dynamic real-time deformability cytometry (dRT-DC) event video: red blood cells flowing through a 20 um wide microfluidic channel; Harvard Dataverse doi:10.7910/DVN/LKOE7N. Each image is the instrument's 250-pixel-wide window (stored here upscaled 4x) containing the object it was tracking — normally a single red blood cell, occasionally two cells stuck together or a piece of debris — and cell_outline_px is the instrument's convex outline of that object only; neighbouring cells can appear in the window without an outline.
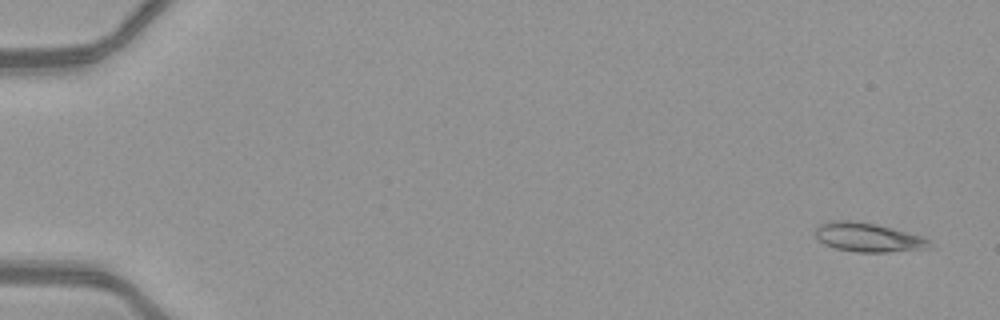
{"species": "common noctule bat (a hibernating species)", "species_latin": "Nyctalus noctula", "temperature_condition": "warm", "stored_images_in_passage": 51, "camera_frame_rate_fps": 3000, "um_per_image_px": 0.085, "animal": {"sex": "female", "body_mass_g": 21.9}, "frame": {"image": 1, "passage_image": 3, "time_ms": 0.667, "image_size_px": [1000, 320], "cell_outline_px": [[932, 240], [928, 248], [888, 252], [856, 252], [836, 248], [824, 244], [816, 236], [816, 228], [820, 224], [828, 220], [848, 220], [876, 224], [924, 236]], "centroid_in_image_um": [73.8, 20.17], "position_along_channel_um": 11.2, "area_um2": 19.31}}
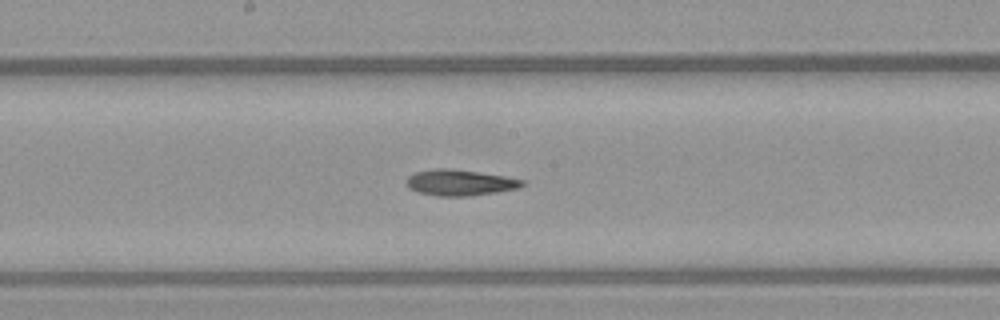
{"frame": {"image": 2, "passage_image": 29, "time_ms": 9.333, "image_size_px": [1000, 320], "cell_outline_px": [[524, 184], [516, 188], [496, 192], [468, 196], [436, 196], [420, 192], [408, 188], [404, 180], [408, 176], [416, 172], [436, 168], [452, 168], [480, 172], [504, 176], [524, 180]], "centroid_in_image_um": [39.04, 15.51], "position_along_channel_um": 209.2, "area_um2": 17.51}}
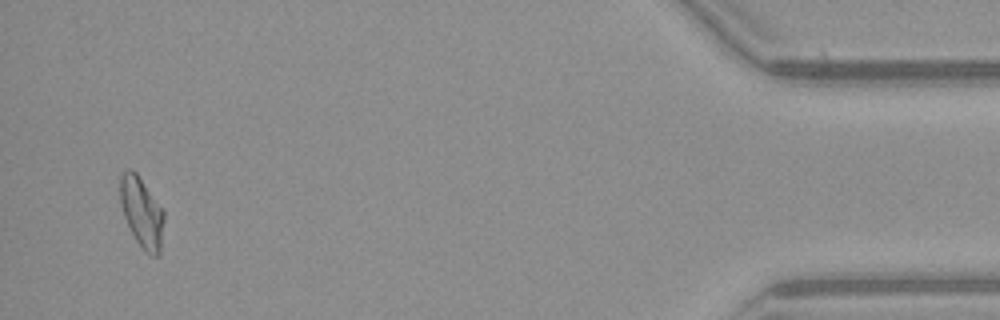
{"frame": {"image": 3, "passage_image": 50, "time_ms": 16.333, "image_size_px": [1000, 320], "cell_outline_px": [[164, 220], [160, 256], [152, 256], [144, 252], [136, 240], [124, 216], [120, 204], [120, 176], [128, 168], [132, 168], [136, 172], [164, 212]], "centroid_in_image_um": [12.05, 18.08], "position_along_channel_um": 423.2, "area_um2": 17.86}}